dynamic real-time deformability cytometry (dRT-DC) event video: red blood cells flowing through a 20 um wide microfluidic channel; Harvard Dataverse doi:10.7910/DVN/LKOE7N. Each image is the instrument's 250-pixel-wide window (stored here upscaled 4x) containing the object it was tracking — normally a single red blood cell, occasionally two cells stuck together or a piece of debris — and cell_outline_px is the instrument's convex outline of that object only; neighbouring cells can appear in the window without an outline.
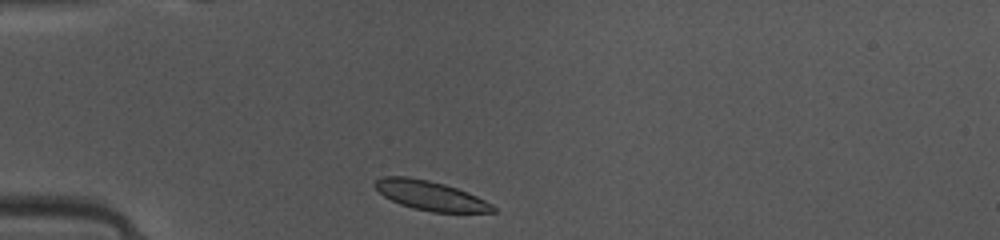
{"species": "common noctule bat (a hibernating species)", "species_latin": "Nyctalus noctula", "temperature_condition": "warm", "stored_images_in_passage": 36, "camera_frame_rate_fps": 3000, "um_per_image_px": 0.085, "animal": {"sex": "female", "body_mass_g": 10.0, "forearm_length_mm": 53.1}, "frame": {"image": 1, "passage_image": 1, "time_ms": 0.0, "image_size_px": [1000, 240], "cell_outline_px": [[496, 212], [432, 212], [412, 208], [400, 204], [384, 196], [372, 184], [376, 180], [384, 176], [408, 176], [428, 180], [444, 184], [468, 192], [492, 204], [496, 208]], "centroid_in_image_um": [36.57, 16.62], "position_along_channel_um": 48.4, "area_um2": 20.11}}
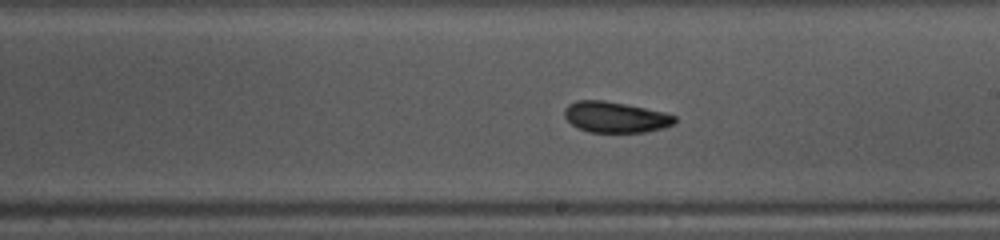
{"frame": {"image": 2, "passage_image": 16, "time_ms": 5.0, "image_size_px": [1000, 240], "cell_outline_px": [[676, 120], [672, 124], [664, 128], [644, 132], [588, 132], [572, 124], [564, 116], [564, 108], [568, 104], [576, 100], [604, 100], [664, 112], [676, 116]], "centroid_in_image_um": [52.29, 9.95], "position_along_channel_um": 236.7, "area_um2": 19.71}}
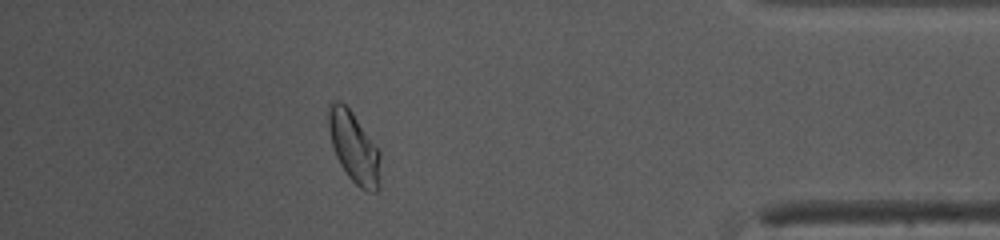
{"frame": {"image": 3, "passage_image": 31, "time_ms": 10.0, "image_size_px": [1000, 240], "cell_outline_px": [[380, 188], [376, 192], [368, 192], [360, 188], [348, 176], [340, 164], [336, 156], [332, 144], [328, 128], [328, 104], [332, 100], [340, 100], [352, 112], [380, 152]], "centroid_in_image_um": [30.08, 12.54], "position_along_channel_um": 405.1, "area_um2": 21.44}, "authors_computed_cell_mechanics": {"area_um2": 20.2589, "velocity_mm_per_s": 4.0884, "shape_relaxation_time_tau1_ms": 1.9047, "shape_relaxation_time_tau2_ms": 1.931, "deformation_change_tau1": 0.111, "deformation_change_tau2": 0.0719}}